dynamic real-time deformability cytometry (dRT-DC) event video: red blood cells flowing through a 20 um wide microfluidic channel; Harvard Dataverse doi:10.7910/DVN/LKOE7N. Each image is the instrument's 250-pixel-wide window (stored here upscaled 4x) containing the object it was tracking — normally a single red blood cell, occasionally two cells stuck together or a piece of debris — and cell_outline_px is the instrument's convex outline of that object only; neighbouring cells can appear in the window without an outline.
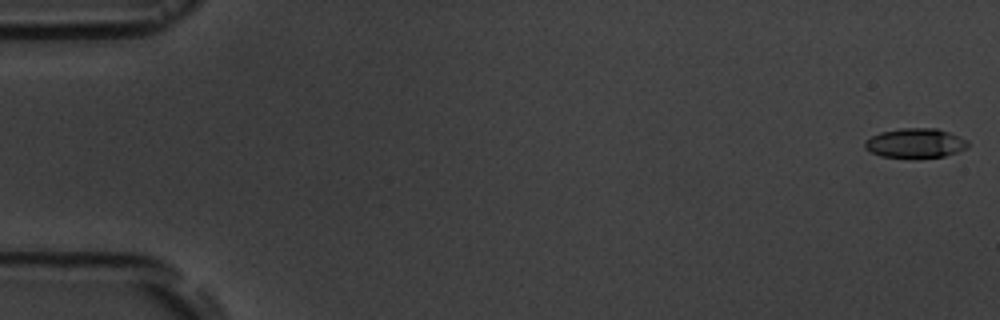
{"species": "common noctule bat (a hibernating species)", "species_latin": "Nyctalus noctula", "temperature_condition": "room temperature", "stored_images_in_passage": 5, "camera_frame_rate_fps": 3000, "um_per_image_px": 0.085, "animal": {"sex": "male", "body_mass_g": 19.5, "forearm_length_mm": 54.6}, "frame": {"image": 1, "passage_image": 1, "time_ms": 0.0, "image_size_px": [1000, 320], "cell_outline_px": [[968, 148], [944, 156], [916, 160], [880, 156], [864, 148], [864, 140], [880, 132], [900, 128], [936, 128], [948, 132], [968, 140]], "centroid_in_image_um": [77.78, 12.2], "position_along_channel_um": 7.2, "area_um2": 18.26}}
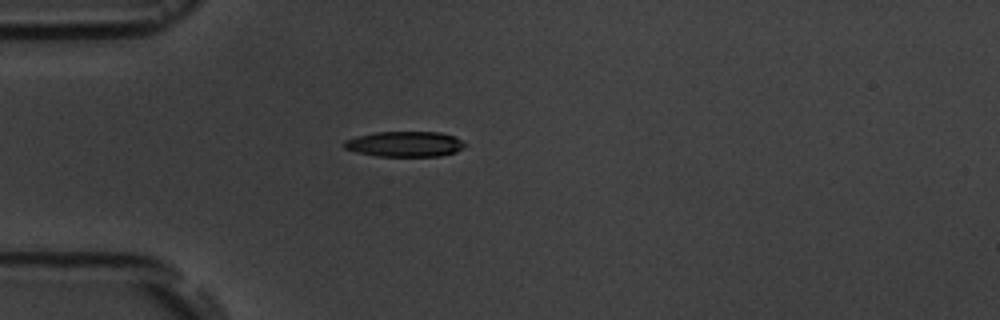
{"frame": {"image": 2, "passage_image": 5, "time_ms": 5.0, "image_size_px": [1000, 320], "cell_outline_px": [[468, 144], [464, 148], [456, 152], [440, 156], [376, 156], [356, 152], [344, 148], [344, 140], [356, 136], [376, 132], [440, 132], [452, 136]], "centroid_in_image_um": [34.41, 12.25], "position_along_channel_um": 50.6, "area_um2": 17.92}}